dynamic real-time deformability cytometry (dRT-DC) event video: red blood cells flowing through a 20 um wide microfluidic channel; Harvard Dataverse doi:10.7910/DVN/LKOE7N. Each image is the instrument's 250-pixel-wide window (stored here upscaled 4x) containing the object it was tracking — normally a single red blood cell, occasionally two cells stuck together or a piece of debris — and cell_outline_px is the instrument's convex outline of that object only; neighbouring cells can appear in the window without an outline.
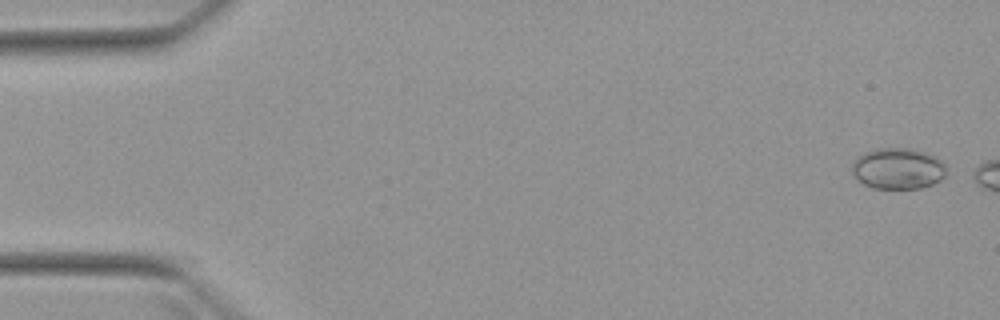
{"species": "Egyptian fruit bat (a non-hibernating species)", "species_latin": "Rousettus aegyptiacus", "temperature_condition": "warm", "stored_images_in_passage": 4, "camera_frame_rate_fps": 3000, "um_per_image_px": 0.085, "animal": {"sex": "female"}, "frame": {"image": 1, "passage_image": 1, "time_ms": 0.0, "image_size_px": [1000, 320], "cell_outline_px": [[948, 168], [944, 176], [940, 180], [932, 184], [920, 188], [872, 188], [864, 184], [852, 172], [852, 164], [856, 156], [864, 152], [876, 148], [912, 148], [924, 152], [940, 160]], "centroid_in_image_um": [76.31, 14.31], "position_along_channel_um": 8.7, "area_um2": 22.6}}